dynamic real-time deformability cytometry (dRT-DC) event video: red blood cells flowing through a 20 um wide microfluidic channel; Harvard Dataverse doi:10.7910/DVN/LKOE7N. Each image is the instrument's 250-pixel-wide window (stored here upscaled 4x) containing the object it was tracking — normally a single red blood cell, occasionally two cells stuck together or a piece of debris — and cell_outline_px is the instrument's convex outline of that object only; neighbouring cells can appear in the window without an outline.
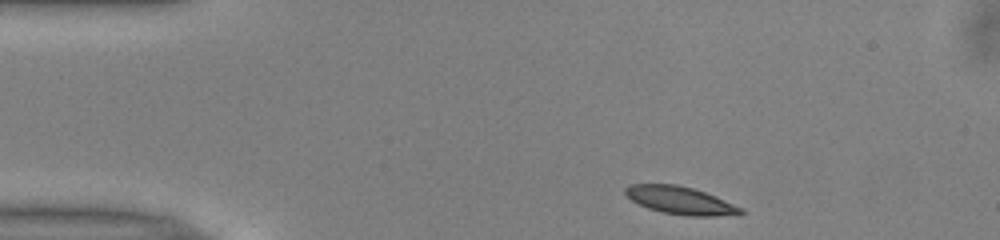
{"species": "common noctule bat (a hibernating species)", "species_latin": "Nyctalus noctula", "temperature_condition": "warm", "stored_images_in_passage": 44, "camera_frame_rate_fps": 3000, "um_per_image_px": 0.085, "animal": {"sex": "male", "body_mass_g": 13.0, "forearm_length_mm": 53.1}, "frame": {"image": 1, "passage_image": 1, "time_ms": 0.0, "image_size_px": [1000, 240], "cell_outline_px": [[744, 212], [740, 216], [684, 216], [660, 212], [648, 208], [632, 200], [624, 192], [624, 188], [628, 184], [676, 184], [692, 188], [716, 196], [744, 208]], "centroid_in_image_um": [57.89, 17.05], "position_along_channel_um": 27.1, "area_um2": 18.96}}
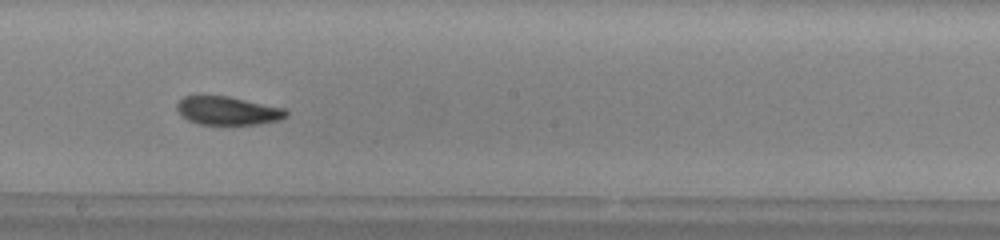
{"frame": {"image": 2, "passage_image": 21, "time_ms": 6.667, "image_size_px": [1000, 240], "cell_outline_px": [[288, 116], [280, 120], [260, 124], [200, 124], [188, 120], [176, 108], [176, 104], [184, 96], [228, 96], [284, 108], [288, 112]], "centroid_in_image_um": [19.39, 9.41], "position_along_channel_um": 228.8, "area_um2": 17.92}}
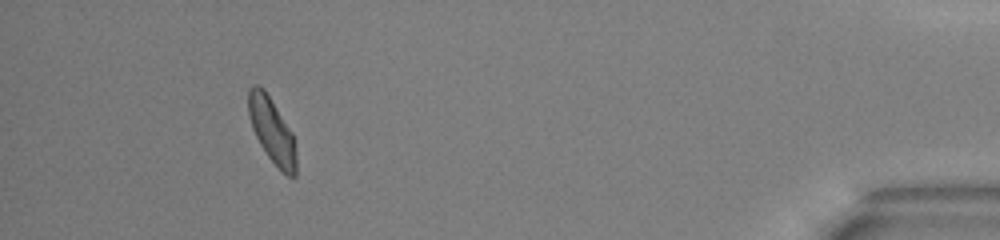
{"frame": {"image": 3, "passage_image": 40, "time_ms": 13.0, "image_size_px": [1000, 240], "cell_outline_px": [[296, 176], [288, 176], [268, 156], [260, 144], [252, 128], [248, 116], [248, 88], [252, 84], [256, 84], [264, 88], [292, 132], [296, 152]], "centroid_in_image_um": [23.09, 11.04], "position_along_channel_um": 412.1, "area_um2": 17.98}, "authors_computed_cell_mechanics": {"area_um2": 18.5827, "velocity_mm_per_s": 3.949, "shape_relaxation_time_tau1_ms": 3.4804, "shape_relaxation_time_tau2_ms": 1.8799, "deformation_change_tau1": 0.1401, "deformation_change_tau2": 0.068}}